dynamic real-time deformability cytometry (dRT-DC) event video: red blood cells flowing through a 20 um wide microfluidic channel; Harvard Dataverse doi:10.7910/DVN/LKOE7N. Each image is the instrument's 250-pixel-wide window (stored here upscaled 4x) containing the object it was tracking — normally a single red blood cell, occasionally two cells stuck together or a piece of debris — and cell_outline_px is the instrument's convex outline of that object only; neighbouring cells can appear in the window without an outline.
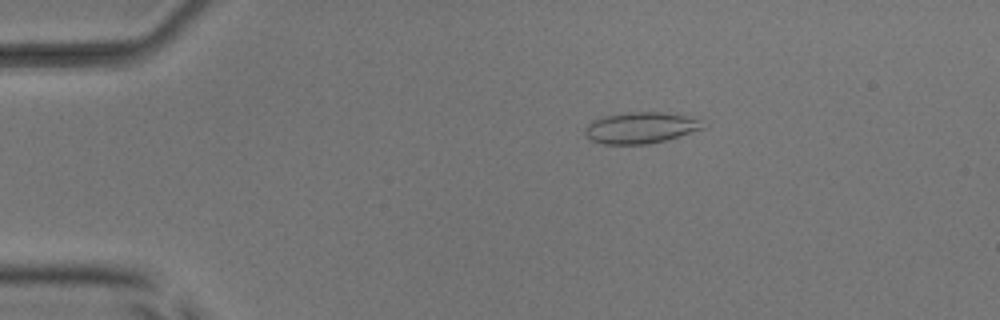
{"species": "common noctule bat (a hibernating species)", "species_latin": "Nyctalus noctula", "temperature_condition": "room temperature", "stored_images_in_passage": 47, "camera_frame_rate_fps": 3000, "um_per_image_px": 0.085, "animal": {"sex": "male", "body_mass_g": 17.9, "forearm_length_mm": 54.2}, "frame": {"image": 1, "passage_image": 5, "time_ms": 1.333, "image_size_px": [1000, 320], "cell_outline_px": [[704, 128], [664, 140], [648, 144], [604, 144], [588, 140], [584, 136], [584, 128], [592, 120], [604, 116], [632, 112], [664, 112], [684, 116], [700, 120]], "centroid_in_image_um": [54.35, 10.87], "position_along_channel_um": 30.6, "area_um2": 21.27}}
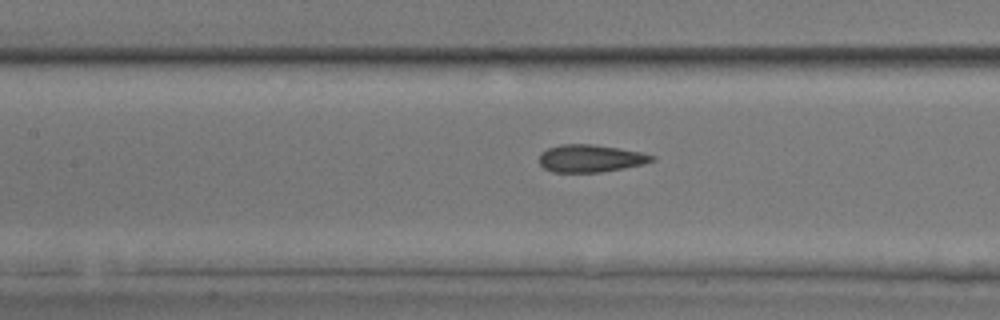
{"frame": {"image": 2, "passage_image": 19, "time_ms": 6.0, "image_size_px": [1000, 320], "cell_outline_px": [[656, 160], [644, 164], [624, 168], [600, 172], [552, 172], [544, 168], [540, 164], [540, 152], [548, 148], [560, 144], [592, 144], [640, 152], [656, 156]], "centroid_in_image_um": [50.19, 13.46], "position_along_channel_um": 157.2, "area_um2": 18.03}}
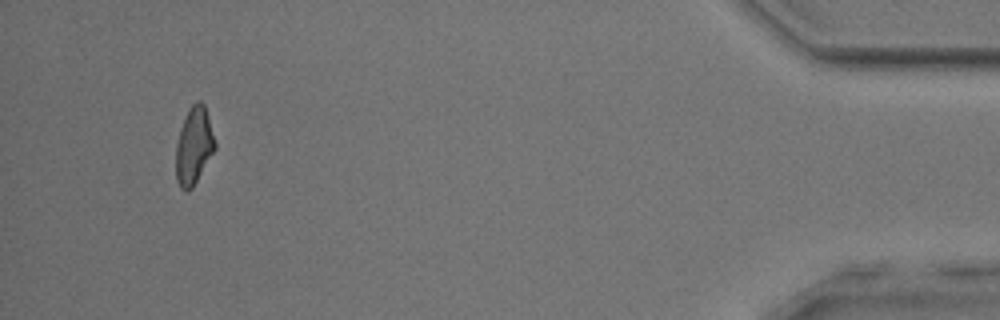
{"frame": {"image": 3, "passage_image": 44, "time_ms": 14.333, "image_size_px": [1000, 320], "cell_outline_px": [[216, 148], [192, 188], [188, 192], [180, 188], [176, 180], [176, 144], [180, 128], [184, 116], [188, 108], [196, 100], [200, 100], [204, 104], [216, 144]], "centroid_in_image_um": [16.46, 12.39], "position_along_channel_um": 418.7, "area_um2": 17.63}, "authors_computed_cell_mechanics": {"area_um2": 18.3226, "velocity_mm_per_s": 3.9983, "shape_relaxation_time_tau1_ms": null, "shape_relaxation_time_tau2_ms": 1.7065, "deformation_change_tau1": null, "deformation_change_tau2": 0.0789}}